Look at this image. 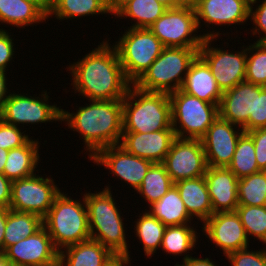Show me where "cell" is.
Returning a JSON list of instances; mask_svg holds the SVG:
<instances>
[{"instance_id": "obj_32", "label": "cell", "mask_w": 266, "mask_h": 266, "mask_svg": "<svg viewBox=\"0 0 266 266\" xmlns=\"http://www.w3.org/2000/svg\"><path fill=\"white\" fill-rule=\"evenodd\" d=\"M142 214V215H141ZM134 225V233L138 240L142 243V249H144L145 256L149 259L160 250L162 244V238L166 226L162 224L156 217L152 216L148 211H144L138 214Z\"/></svg>"}, {"instance_id": "obj_46", "label": "cell", "mask_w": 266, "mask_h": 266, "mask_svg": "<svg viewBox=\"0 0 266 266\" xmlns=\"http://www.w3.org/2000/svg\"><path fill=\"white\" fill-rule=\"evenodd\" d=\"M182 266H217L215 262L209 257L198 258L190 256L187 260L181 261Z\"/></svg>"}, {"instance_id": "obj_31", "label": "cell", "mask_w": 266, "mask_h": 266, "mask_svg": "<svg viewBox=\"0 0 266 266\" xmlns=\"http://www.w3.org/2000/svg\"><path fill=\"white\" fill-rule=\"evenodd\" d=\"M167 9L158 0H130L114 16L128 17L134 22L129 28H149Z\"/></svg>"}, {"instance_id": "obj_12", "label": "cell", "mask_w": 266, "mask_h": 266, "mask_svg": "<svg viewBox=\"0 0 266 266\" xmlns=\"http://www.w3.org/2000/svg\"><path fill=\"white\" fill-rule=\"evenodd\" d=\"M214 40L218 39L205 38L199 55L209 65L219 89L225 92L245 81L247 46L243 45L242 50L232 52L231 49L225 50L224 47H214Z\"/></svg>"}, {"instance_id": "obj_2", "label": "cell", "mask_w": 266, "mask_h": 266, "mask_svg": "<svg viewBox=\"0 0 266 266\" xmlns=\"http://www.w3.org/2000/svg\"><path fill=\"white\" fill-rule=\"evenodd\" d=\"M85 106L69 112L61 108V122L79 133L91 159L100 149L121 142L123 133L122 100H90Z\"/></svg>"}, {"instance_id": "obj_30", "label": "cell", "mask_w": 266, "mask_h": 266, "mask_svg": "<svg viewBox=\"0 0 266 266\" xmlns=\"http://www.w3.org/2000/svg\"><path fill=\"white\" fill-rule=\"evenodd\" d=\"M42 227L43 218L40 216L10 209L4 233V252L9 246L34 235Z\"/></svg>"}, {"instance_id": "obj_4", "label": "cell", "mask_w": 266, "mask_h": 266, "mask_svg": "<svg viewBox=\"0 0 266 266\" xmlns=\"http://www.w3.org/2000/svg\"><path fill=\"white\" fill-rule=\"evenodd\" d=\"M123 106V132L149 133L172 128L168 93L147 92L130 86Z\"/></svg>"}, {"instance_id": "obj_1", "label": "cell", "mask_w": 266, "mask_h": 266, "mask_svg": "<svg viewBox=\"0 0 266 266\" xmlns=\"http://www.w3.org/2000/svg\"><path fill=\"white\" fill-rule=\"evenodd\" d=\"M74 93L90 100H123L132 83L126 78L116 48L103 40L82 59L69 64Z\"/></svg>"}, {"instance_id": "obj_22", "label": "cell", "mask_w": 266, "mask_h": 266, "mask_svg": "<svg viewBox=\"0 0 266 266\" xmlns=\"http://www.w3.org/2000/svg\"><path fill=\"white\" fill-rule=\"evenodd\" d=\"M180 90L216 105H219L223 93L209 65L199 54L192 61Z\"/></svg>"}, {"instance_id": "obj_25", "label": "cell", "mask_w": 266, "mask_h": 266, "mask_svg": "<svg viewBox=\"0 0 266 266\" xmlns=\"http://www.w3.org/2000/svg\"><path fill=\"white\" fill-rule=\"evenodd\" d=\"M40 142L33 137L21 147L8 151L3 174L11 181L33 176L39 170Z\"/></svg>"}, {"instance_id": "obj_14", "label": "cell", "mask_w": 266, "mask_h": 266, "mask_svg": "<svg viewBox=\"0 0 266 266\" xmlns=\"http://www.w3.org/2000/svg\"><path fill=\"white\" fill-rule=\"evenodd\" d=\"M94 164L102 165L111 171V175L125 181L135 192L143 178L154 164L153 162L128 153L123 147L112 145L100 149L91 159Z\"/></svg>"}, {"instance_id": "obj_54", "label": "cell", "mask_w": 266, "mask_h": 266, "mask_svg": "<svg viewBox=\"0 0 266 266\" xmlns=\"http://www.w3.org/2000/svg\"><path fill=\"white\" fill-rule=\"evenodd\" d=\"M0 266H10L4 253H0Z\"/></svg>"}, {"instance_id": "obj_27", "label": "cell", "mask_w": 266, "mask_h": 266, "mask_svg": "<svg viewBox=\"0 0 266 266\" xmlns=\"http://www.w3.org/2000/svg\"><path fill=\"white\" fill-rule=\"evenodd\" d=\"M148 211L165 226L192 224L193 218L189 215L180 193L175 185L158 201L152 203Z\"/></svg>"}, {"instance_id": "obj_49", "label": "cell", "mask_w": 266, "mask_h": 266, "mask_svg": "<svg viewBox=\"0 0 266 266\" xmlns=\"http://www.w3.org/2000/svg\"><path fill=\"white\" fill-rule=\"evenodd\" d=\"M129 1L130 0H108V7L112 16L115 15Z\"/></svg>"}, {"instance_id": "obj_24", "label": "cell", "mask_w": 266, "mask_h": 266, "mask_svg": "<svg viewBox=\"0 0 266 266\" xmlns=\"http://www.w3.org/2000/svg\"><path fill=\"white\" fill-rule=\"evenodd\" d=\"M189 215L204 223L212 214L213 209L204 176L183 179L174 183Z\"/></svg>"}, {"instance_id": "obj_39", "label": "cell", "mask_w": 266, "mask_h": 266, "mask_svg": "<svg viewBox=\"0 0 266 266\" xmlns=\"http://www.w3.org/2000/svg\"><path fill=\"white\" fill-rule=\"evenodd\" d=\"M262 248L256 251L241 249L228 254L225 258L231 266H266V248Z\"/></svg>"}, {"instance_id": "obj_18", "label": "cell", "mask_w": 266, "mask_h": 266, "mask_svg": "<svg viewBox=\"0 0 266 266\" xmlns=\"http://www.w3.org/2000/svg\"><path fill=\"white\" fill-rule=\"evenodd\" d=\"M194 8L198 29L203 25L212 28L213 24L225 28L243 25L250 18V4L245 0H199Z\"/></svg>"}, {"instance_id": "obj_50", "label": "cell", "mask_w": 266, "mask_h": 266, "mask_svg": "<svg viewBox=\"0 0 266 266\" xmlns=\"http://www.w3.org/2000/svg\"><path fill=\"white\" fill-rule=\"evenodd\" d=\"M35 2L46 14H48L50 7V0H26Z\"/></svg>"}, {"instance_id": "obj_9", "label": "cell", "mask_w": 266, "mask_h": 266, "mask_svg": "<svg viewBox=\"0 0 266 266\" xmlns=\"http://www.w3.org/2000/svg\"><path fill=\"white\" fill-rule=\"evenodd\" d=\"M119 36L116 48L126 78L134 84L161 54L164 46L149 28H129Z\"/></svg>"}, {"instance_id": "obj_56", "label": "cell", "mask_w": 266, "mask_h": 266, "mask_svg": "<svg viewBox=\"0 0 266 266\" xmlns=\"http://www.w3.org/2000/svg\"><path fill=\"white\" fill-rule=\"evenodd\" d=\"M174 266H182L181 264H179V262H177Z\"/></svg>"}, {"instance_id": "obj_35", "label": "cell", "mask_w": 266, "mask_h": 266, "mask_svg": "<svg viewBox=\"0 0 266 266\" xmlns=\"http://www.w3.org/2000/svg\"><path fill=\"white\" fill-rule=\"evenodd\" d=\"M238 203L246 206H266V171L239 179Z\"/></svg>"}, {"instance_id": "obj_3", "label": "cell", "mask_w": 266, "mask_h": 266, "mask_svg": "<svg viewBox=\"0 0 266 266\" xmlns=\"http://www.w3.org/2000/svg\"><path fill=\"white\" fill-rule=\"evenodd\" d=\"M104 187L99 192L84 193L91 239L100 242L114 255H128L131 259L120 206L116 205L110 185Z\"/></svg>"}, {"instance_id": "obj_51", "label": "cell", "mask_w": 266, "mask_h": 266, "mask_svg": "<svg viewBox=\"0 0 266 266\" xmlns=\"http://www.w3.org/2000/svg\"><path fill=\"white\" fill-rule=\"evenodd\" d=\"M8 151L9 150L0 148V174H3V169L8 156Z\"/></svg>"}, {"instance_id": "obj_6", "label": "cell", "mask_w": 266, "mask_h": 266, "mask_svg": "<svg viewBox=\"0 0 266 266\" xmlns=\"http://www.w3.org/2000/svg\"><path fill=\"white\" fill-rule=\"evenodd\" d=\"M199 49L164 47L158 58L133 84L147 92L171 93L181 88Z\"/></svg>"}, {"instance_id": "obj_5", "label": "cell", "mask_w": 266, "mask_h": 266, "mask_svg": "<svg viewBox=\"0 0 266 266\" xmlns=\"http://www.w3.org/2000/svg\"><path fill=\"white\" fill-rule=\"evenodd\" d=\"M82 196L79 201L61 191L43 218V227L58 251L91 239L84 194Z\"/></svg>"}, {"instance_id": "obj_47", "label": "cell", "mask_w": 266, "mask_h": 266, "mask_svg": "<svg viewBox=\"0 0 266 266\" xmlns=\"http://www.w3.org/2000/svg\"><path fill=\"white\" fill-rule=\"evenodd\" d=\"M9 208H0V253H4V233Z\"/></svg>"}, {"instance_id": "obj_38", "label": "cell", "mask_w": 266, "mask_h": 266, "mask_svg": "<svg viewBox=\"0 0 266 266\" xmlns=\"http://www.w3.org/2000/svg\"><path fill=\"white\" fill-rule=\"evenodd\" d=\"M22 131L23 128L7 124L0 119V148L11 150L25 145L32 136L29 137L26 130Z\"/></svg>"}, {"instance_id": "obj_10", "label": "cell", "mask_w": 266, "mask_h": 266, "mask_svg": "<svg viewBox=\"0 0 266 266\" xmlns=\"http://www.w3.org/2000/svg\"><path fill=\"white\" fill-rule=\"evenodd\" d=\"M25 94L13 91L8 96L0 110V119L3 122L20 128L30 124L61 122V106L59 108L55 102L53 105L52 102L49 103L52 98L48 95L47 90L39 93V97Z\"/></svg>"}, {"instance_id": "obj_17", "label": "cell", "mask_w": 266, "mask_h": 266, "mask_svg": "<svg viewBox=\"0 0 266 266\" xmlns=\"http://www.w3.org/2000/svg\"><path fill=\"white\" fill-rule=\"evenodd\" d=\"M244 130L218 116L201 139L207 166L228 167Z\"/></svg>"}, {"instance_id": "obj_13", "label": "cell", "mask_w": 266, "mask_h": 266, "mask_svg": "<svg viewBox=\"0 0 266 266\" xmlns=\"http://www.w3.org/2000/svg\"><path fill=\"white\" fill-rule=\"evenodd\" d=\"M162 164L174 183L204 176L207 163L202 141L176 137Z\"/></svg>"}, {"instance_id": "obj_15", "label": "cell", "mask_w": 266, "mask_h": 266, "mask_svg": "<svg viewBox=\"0 0 266 266\" xmlns=\"http://www.w3.org/2000/svg\"><path fill=\"white\" fill-rule=\"evenodd\" d=\"M202 226L205 237L215 243L225 257L232 252L250 248V241L236 211L216 212Z\"/></svg>"}, {"instance_id": "obj_20", "label": "cell", "mask_w": 266, "mask_h": 266, "mask_svg": "<svg viewBox=\"0 0 266 266\" xmlns=\"http://www.w3.org/2000/svg\"><path fill=\"white\" fill-rule=\"evenodd\" d=\"M255 105L256 85L245 80L222 93L219 117L243 128L249 118H255Z\"/></svg>"}, {"instance_id": "obj_48", "label": "cell", "mask_w": 266, "mask_h": 266, "mask_svg": "<svg viewBox=\"0 0 266 266\" xmlns=\"http://www.w3.org/2000/svg\"><path fill=\"white\" fill-rule=\"evenodd\" d=\"M130 261L128 255H115L105 266H131Z\"/></svg>"}, {"instance_id": "obj_43", "label": "cell", "mask_w": 266, "mask_h": 266, "mask_svg": "<svg viewBox=\"0 0 266 266\" xmlns=\"http://www.w3.org/2000/svg\"><path fill=\"white\" fill-rule=\"evenodd\" d=\"M246 133L254 142L258 167L266 171V128H257Z\"/></svg>"}, {"instance_id": "obj_21", "label": "cell", "mask_w": 266, "mask_h": 266, "mask_svg": "<svg viewBox=\"0 0 266 266\" xmlns=\"http://www.w3.org/2000/svg\"><path fill=\"white\" fill-rule=\"evenodd\" d=\"M205 180L213 214L216 212L236 211L238 203L239 179L228 167L207 166Z\"/></svg>"}, {"instance_id": "obj_53", "label": "cell", "mask_w": 266, "mask_h": 266, "mask_svg": "<svg viewBox=\"0 0 266 266\" xmlns=\"http://www.w3.org/2000/svg\"><path fill=\"white\" fill-rule=\"evenodd\" d=\"M181 5L194 6L199 0H177Z\"/></svg>"}, {"instance_id": "obj_19", "label": "cell", "mask_w": 266, "mask_h": 266, "mask_svg": "<svg viewBox=\"0 0 266 266\" xmlns=\"http://www.w3.org/2000/svg\"><path fill=\"white\" fill-rule=\"evenodd\" d=\"M175 138L173 128L149 133L123 132L119 145L134 156L163 163Z\"/></svg>"}, {"instance_id": "obj_23", "label": "cell", "mask_w": 266, "mask_h": 266, "mask_svg": "<svg viewBox=\"0 0 266 266\" xmlns=\"http://www.w3.org/2000/svg\"><path fill=\"white\" fill-rule=\"evenodd\" d=\"M114 256L100 242L89 239L60 250L58 266H105Z\"/></svg>"}, {"instance_id": "obj_55", "label": "cell", "mask_w": 266, "mask_h": 266, "mask_svg": "<svg viewBox=\"0 0 266 266\" xmlns=\"http://www.w3.org/2000/svg\"><path fill=\"white\" fill-rule=\"evenodd\" d=\"M246 2H248L250 5L253 4L256 0H245Z\"/></svg>"}, {"instance_id": "obj_37", "label": "cell", "mask_w": 266, "mask_h": 266, "mask_svg": "<svg viewBox=\"0 0 266 266\" xmlns=\"http://www.w3.org/2000/svg\"><path fill=\"white\" fill-rule=\"evenodd\" d=\"M248 45L245 80L266 87V43Z\"/></svg>"}, {"instance_id": "obj_16", "label": "cell", "mask_w": 266, "mask_h": 266, "mask_svg": "<svg viewBox=\"0 0 266 266\" xmlns=\"http://www.w3.org/2000/svg\"><path fill=\"white\" fill-rule=\"evenodd\" d=\"M4 254L10 266H58L59 251L44 227L9 246Z\"/></svg>"}, {"instance_id": "obj_28", "label": "cell", "mask_w": 266, "mask_h": 266, "mask_svg": "<svg viewBox=\"0 0 266 266\" xmlns=\"http://www.w3.org/2000/svg\"><path fill=\"white\" fill-rule=\"evenodd\" d=\"M100 14L112 15L108 0H50L47 19L55 15V19L64 21L90 15L100 16Z\"/></svg>"}, {"instance_id": "obj_41", "label": "cell", "mask_w": 266, "mask_h": 266, "mask_svg": "<svg viewBox=\"0 0 266 266\" xmlns=\"http://www.w3.org/2000/svg\"><path fill=\"white\" fill-rule=\"evenodd\" d=\"M257 128H266V87L260 85H256L255 118H249L242 129L246 133Z\"/></svg>"}, {"instance_id": "obj_26", "label": "cell", "mask_w": 266, "mask_h": 266, "mask_svg": "<svg viewBox=\"0 0 266 266\" xmlns=\"http://www.w3.org/2000/svg\"><path fill=\"white\" fill-rule=\"evenodd\" d=\"M47 14L35 3L26 0H0V25L25 29L43 23Z\"/></svg>"}, {"instance_id": "obj_11", "label": "cell", "mask_w": 266, "mask_h": 266, "mask_svg": "<svg viewBox=\"0 0 266 266\" xmlns=\"http://www.w3.org/2000/svg\"><path fill=\"white\" fill-rule=\"evenodd\" d=\"M53 178L33 176L17 179L11 184L9 209L28 212L44 218L52 207L55 197L62 191Z\"/></svg>"}, {"instance_id": "obj_7", "label": "cell", "mask_w": 266, "mask_h": 266, "mask_svg": "<svg viewBox=\"0 0 266 266\" xmlns=\"http://www.w3.org/2000/svg\"><path fill=\"white\" fill-rule=\"evenodd\" d=\"M149 30L161 41L164 47H182L200 49L205 38H219L220 31L198 32L196 11L194 6L181 5L176 8H168L159 17Z\"/></svg>"}, {"instance_id": "obj_45", "label": "cell", "mask_w": 266, "mask_h": 266, "mask_svg": "<svg viewBox=\"0 0 266 266\" xmlns=\"http://www.w3.org/2000/svg\"><path fill=\"white\" fill-rule=\"evenodd\" d=\"M7 78V72L0 71V110L4 105V102L8 99V96L11 94V90L7 87L9 84Z\"/></svg>"}, {"instance_id": "obj_44", "label": "cell", "mask_w": 266, "mask_h": 266, "mask_svg": "<svg viewBox=\"0 0 266 266\" xmlns=\"http://www.w3.org/2000/svg\"><path fill=\"white\" fill-rule=\"evenodd\" d=\"M12 181L0 174V208H9Z\"/></svg>"}, {"instance_id": "obj_40", "label": "cell", "mask_w": 266, "mask_h": 266, "mask_svg": "<svg viewBox=\"0 0 266 266\" xmlns=\"http://www.w3.org/2000/svg\"><path fill=\"white\" fill-rule=\"evenodd\" d=\"M257 3L260 4L258 5ZM255 4H257V6ZM249 17H251L249 20L251 19L250 21H253L254 25V28L252 30L250 29V32L252 33L251 37L252 35H256L258 38L256 42L266 43V0H256L253 4H251Z\"/></svg>"}, {"instance_id": "obj_34", "label": "cell", "mask_w": 266, "mask_h": 266, "mask_svg": "<svg viewBox=\"0 0 266 266\" xmlns=\"http://www.w3.org/2000/svg\"><path fill=\"white\" fill-rule=\"evenodd\" d=\"M228 168L238 179L262 171L256 161L254 142L247 133L244 132L238 139L235 153Z\"/></svg>"}, {"instance_id": "obj_42", "label": "cell", "mask_w": 266, "mask_h": 266, "mask_svg": "<svg viewBox=\"0 0 266 266\" xmlns=\"http://www.w3.org/2000/svg\"><path fill=\"white\" fill-rule=\"evenodd\" d=\"M11 32L0 28V71L8 72V68L10 64H12V59L15 56L16 50L13 34L11 36ZM11 62V63H10ZM9 66V67H8Z\"/></svg>"}, {"instance_id": "obj_29", "label": "cell", "mask_w": 266, "mask_h": 266, "mask_svg": "<svg viewBox=\"0 0 266 266\" xmlns=\"http://www.w3.org/2000/svg\"><path fill=\"white\" fill-rule=\"evenodd\" d=\"M195 224L166 226L162 238L161 250L164 253L174 256H183L182 254H184L182 260H187L191 256V254H188L190 253L189 251H193L196 248L198 238L200 237V233H197L199 229L193 227Z\"/></svg>"}, {"instance_id": "obj_33", "label": "cell", "mask_w": 266, "mask_h": 266, "mask_svg": "<svg viewBox=\"0 0 266 266\" xmlns=\"http://www.w3.org/2000/svg\"><path fill=\"white\" fill-rule=\"evenodd\" d=\"M174 185L171 177L162 163H154L146 173L140 187L136 190L150 206L162 198Z\"/></svg>"}, {"instance_id": "obj_8", "label": "cell", "mask_w": 266, "mask_h": 266, "mask_svg": "<svg viewBox=\"0 0 266 266\" xmlns=\"http://www.w3.org/2000/svg\"><path fill=\"white\" fill-rule=\"evenodd\" d=\"M169 98L172 128L177 138L201 140L219 116L218 105L200 100L180 89L169 93Z\"/></svg>"}, {"instance_id": "obj_36", "label": "cell", "mask_w": 266, "mask_h": 266, "mask_svg": "<svg viewBox=\"0 0 266 266\" xmlns=\"http://www.w3.org/2000/svg\"><path fill=\"white\" fill-rule=\"evenodd\" d=\"M236 212L240 216L249 241L251 237H255L266 245V206L238 205Z\"/></svg>"}, {"instance_id": "obj_52", "label": "cell", "mask_w": 266, "mask_h": 266, "mask_svg": "<svg viewBox=\"0 0 266 266\" xmlns=\"http://www.w3.org/2000/svg\"><path fill=\"white\" fill-rule=\"evenodd\" d=\"M158 1L167 8H176L181 6V4L177 0H158Z\"/></svg>"}]
</instances>
